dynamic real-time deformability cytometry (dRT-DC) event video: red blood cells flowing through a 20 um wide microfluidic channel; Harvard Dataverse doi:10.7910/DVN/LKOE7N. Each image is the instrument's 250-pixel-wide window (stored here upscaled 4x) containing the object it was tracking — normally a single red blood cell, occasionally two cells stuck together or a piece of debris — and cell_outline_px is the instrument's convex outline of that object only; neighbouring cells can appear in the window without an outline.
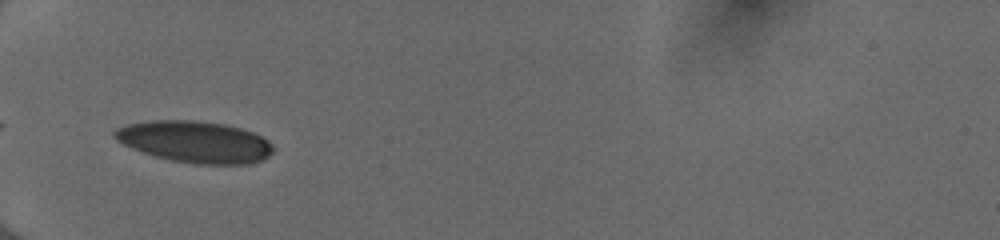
{"species": "human", "species_latin": "Homo sapiens", "temperature_condition": "cold", "stored_images_in_passage": 34, "camera_frame_rate_fps": 3000, "um_per_image_px": 0.085, "donor": {"sex": "female"}, "frame": {"image": 1, "passage_image": 1, "time_ms": 0.0, "image_size_px": [1000, 240], "cell_outline_px": [[272, 152], [264, 160], [248, 164], [196, 164], [172, 160], [156, 156], [132, 148], [116, 140], [112, 136], [112, 132], [116, 128], [128, 124], [148, 120], [192, 120], [224, 124], [240, 128], [252, 132], [268, 140], [272, 144]], "centroid_in_image_um": [16.56, 12.05], "position_along_channel_um": 68.4, "area_um2": 38.38}}
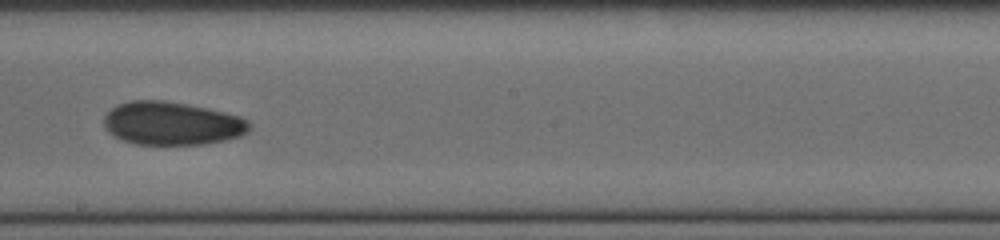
{"frame": {"image": 2, "passage_image": 14, "time_ms": 4.333, "image_size_px": [1000, 240], "cell_outline_px": [[252, 128], [248, 132], [240, 136], [224, 140], [204, 144], [136, 144], [124, 140], [108, 132], [104, 128], [104, 116], [112, 108], [120, 104], [132, 100], [164, 100], [208, 108], [240, 116], [248, 120], [252, 124]], "centroid_in_image_um": [14.65, 10.48], "position_along_channel_um": 233.6, "area_um2": 36.65}}
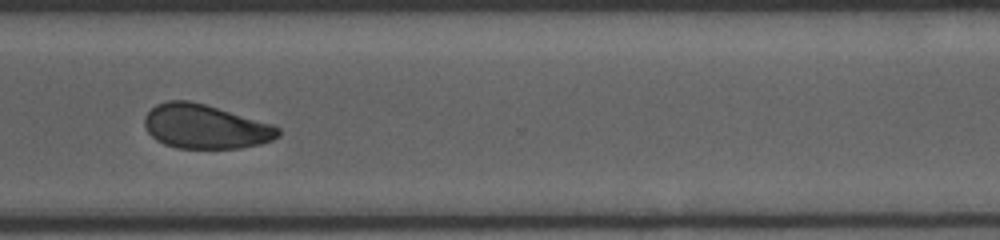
{"frame": {"image": 3, "passage_image": 23, "time_ms": 7.333, "image_size_px": [1000, 240], "cell_outline_px": [[280, 136], [272, 140], [260, 144], [240, 148], [176, 148], [164, 144], [156, 140], [148, 132], [144, 124], [144, 116], [156, 104], [168, 100], [188, 100], [204, 104], [272, 124], [280, 128]], "centroid_in_image_um": [17.44, 10.76], "position_along_channel_um": 353.2, "area_um2": 34.33}, "authors_computed_cell_mechanics": {"area_um2": 35.9516, "velocity_mm_per_s": 3.9912, "shape_relaxation_time_tau1_ms": 7.5715, "shape_relaxation_time_tau2_ms": 4.0095, "deformation_change_tau1": 0.1378, "deformation_change_tau2": 0.0823}}